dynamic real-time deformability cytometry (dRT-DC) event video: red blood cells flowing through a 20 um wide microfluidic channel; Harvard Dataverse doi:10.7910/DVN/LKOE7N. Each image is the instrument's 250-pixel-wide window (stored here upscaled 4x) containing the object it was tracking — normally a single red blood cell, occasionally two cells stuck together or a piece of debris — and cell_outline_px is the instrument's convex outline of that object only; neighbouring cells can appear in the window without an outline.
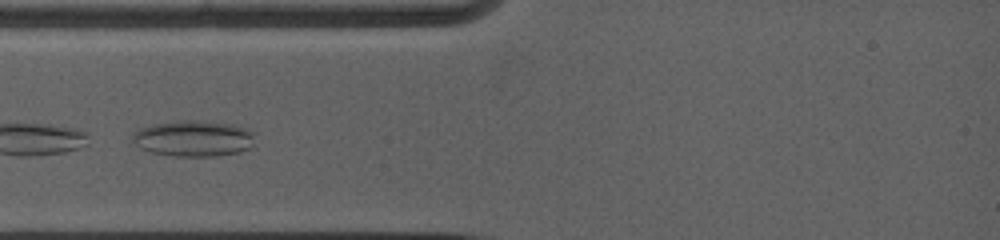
{"species": "common noctule bat (a hibernating species)", "species_latin": "Nyctalus noctula", "temperature_condition": "warm", "stored_images_in_passage": 11, "camera_frame_rate_fps": 5000, "um_per_image_px": 0.085, "animal": {"sex": "female", "body_mass_g": 19.0, "forearm_length_mm": 53.3}, "frame": {"image": 1, "passage_image": 1, "time_ms": 0.0, "image_size_px": [1000, 240], "cell_outline_px": [[252, 144], [248, 148], [240, 152], [216, 156], [172, 156], [152, 152], [140, 148], [132, 140], [132, 136], [140, 128], [152, 124], [180, 120], [204, 120], [236, 124], [252, 132]], "centroid_in_image_um": [16.44, 11.76], "position_along_channel_um": 68.6, "area_um2": 25.72}}